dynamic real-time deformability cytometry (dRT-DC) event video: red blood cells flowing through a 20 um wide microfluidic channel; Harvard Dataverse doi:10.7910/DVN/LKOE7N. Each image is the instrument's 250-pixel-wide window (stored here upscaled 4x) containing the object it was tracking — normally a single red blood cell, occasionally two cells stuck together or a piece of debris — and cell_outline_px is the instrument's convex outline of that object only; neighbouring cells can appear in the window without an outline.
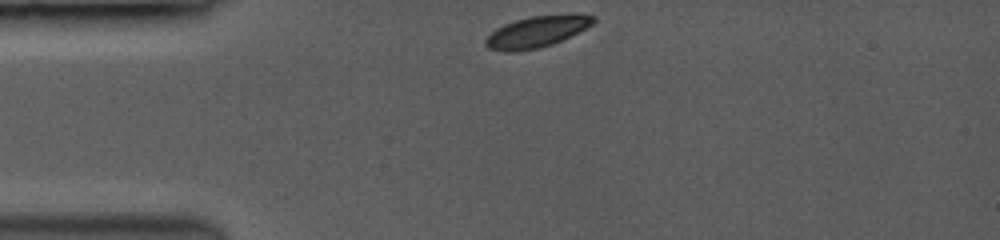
{"species": "common noctule bat (a hibernating species)", "species_latin": "Nyctalus noctula", "temperature_condition": "room temperature", "stored_images_in_passage": 26, "camera_frame_rate_fps": 3500, "um_per_image_px": 0.085, "animal": {"sex": "female", "body_mass_g": 19.0, "forearm_length_mm": 53.3}, "frame": {"image": 1, "passage_image": 1, "time_ms": 0.0, "image_size_px": [1000, 240], "cell_outline_px": [[596, 20], [592, 24], [552, 44], [536, 48], [512, 52], [508, 52], [488, 48], [484, 44], [484, 40], [496, 28], [504, 24], [528, 16], [596, 16]], "centroid_in_image_um": [45.5, 2.72], "position_along_channel_um": 39.5, "area_um2": 18.73}}
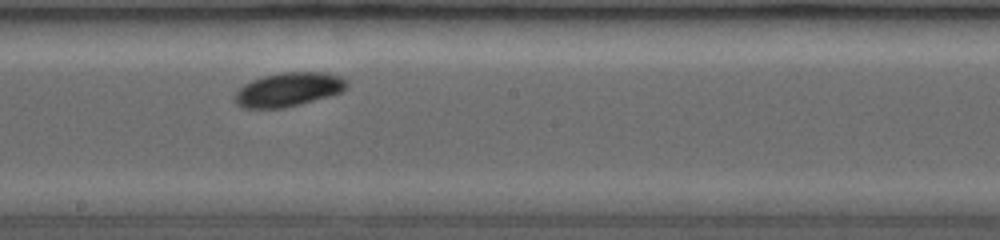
{"frame": {"image": 2, "passage_image": 14, "time_ms": 5.429, "image_size_px": [1000, 240], "cell_outline_px": [[348, 84], [340, 92], [296, 104], [280, 108], [248, 108], [240, 104], [236, 100], [236, 92], [244, 84], [252, 80], [264, 76], [280, 72], [320, 72], [340, 76], [348, 80]], "centroid_in_image_um": [24.52, 7.58], "position_along_channel_um": 223.7, "area_um2": 21.39}}
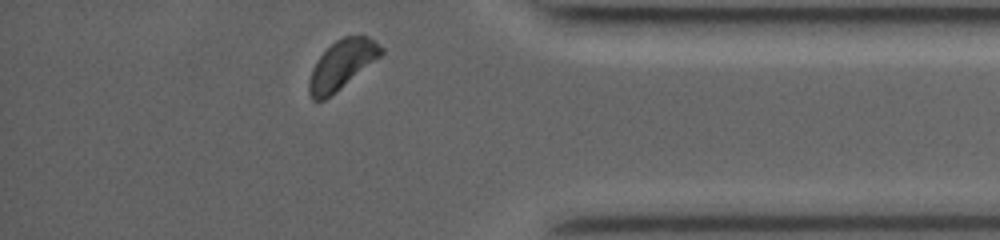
{"frame": {"image": 3, "passage_image": 26, "time_ms": 10.286, "image_size_px": [1000, 240], "cell_outline_px": [[384, 52], [380, 56], [340, 88], [324, 100], [312, 100], [308, 92], [308, 80], [312, 68], [316, 60], [336, 40], [344, 36], [368, 36], [384, 48]], "centroid_in_image_um": [29.03, 5.49], "position_along_channel_um": 406.2, "area_um2": 20.17}, "authors_computed_cell_mechanics": {"area_um2": 20.7502, "velocity_mm_per_s": 3.9513, "shape_relaxation_time_tau1_ms": 3.4867, "shape_relaxation_time_tau2_ms": null, "deformation_change_tau1": 0.1301, "deformation_change_tau2": null}}